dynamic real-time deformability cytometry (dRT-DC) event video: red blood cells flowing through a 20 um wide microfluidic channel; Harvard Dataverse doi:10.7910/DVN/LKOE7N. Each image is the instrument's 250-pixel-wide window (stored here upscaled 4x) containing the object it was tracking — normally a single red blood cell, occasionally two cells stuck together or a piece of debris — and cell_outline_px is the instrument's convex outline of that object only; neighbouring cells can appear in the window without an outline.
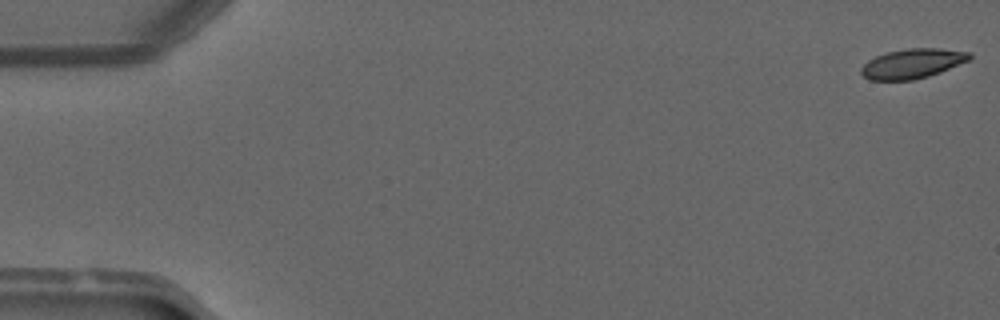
{"species": "common noctule bat (a hibernating species)", "species_latin": "Nyctalus noctula", "temperature_condition": "warm", "stored_images_in_passage": 13, "camera_frame_rate_fps": 3000, "um_per_image_px": 0.085, "animal": {"sex": "male", "forearm_length_mm": 52.5}, "frame": {"image": 1, "passage_image": 1, "time_ms": 0.0, "image_size_px": [1000, 320], "cell_outline_px": [[972, 56], [968, 60], [940, 72], [928, 76], [912, 80], [868, 80], [860, 72], [860, 68], [868, 60], [876, 56], [888, 52], [908, 48], [940, 48], [972, 52]], "centroid_in_image_um": [77.54, 5.4], "position_along_channel_um": 7.5, "area_um2": 18.67}}